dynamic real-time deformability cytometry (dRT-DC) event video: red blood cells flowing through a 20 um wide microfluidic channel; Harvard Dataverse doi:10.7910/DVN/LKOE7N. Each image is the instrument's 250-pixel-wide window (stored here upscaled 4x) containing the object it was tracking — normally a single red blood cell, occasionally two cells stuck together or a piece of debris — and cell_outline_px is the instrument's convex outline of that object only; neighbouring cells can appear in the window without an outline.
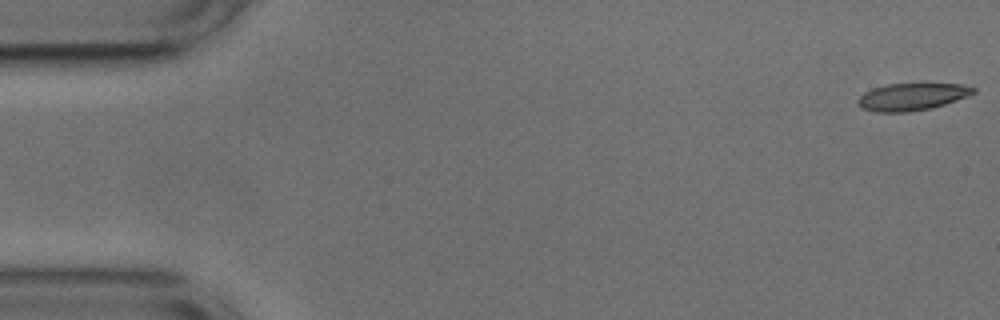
{"species": "common noctule bat (a hibernating species)", "species_latin": "Nyctalus noctula", "temperature_condition": "cold", "stored_images_in_passage": 15, "camera_frame_rate_fps": 3000, "um_per_image_px": 0.085, "animal": {"sex": "male", "body_mass_g": 17.9, "forearm_length_mm": 54.2}, "frame": {"image": 1, "passage_image": 1, "time_ms": 0.0, "image_size_px": [1000, 320], "cell_outline_px": [[976, 92], [956, 100], [932, 108], [908, 112], [876, 112], [860, 108], [856, 100], [864, 92], [872, 88], [888, 84], [924, 80], [960, 84], [976, 88]], "centroid_in_image_um": [77.52, 8.17], "position_along_channel_um": 7.5, "area_um2": 19.31}}
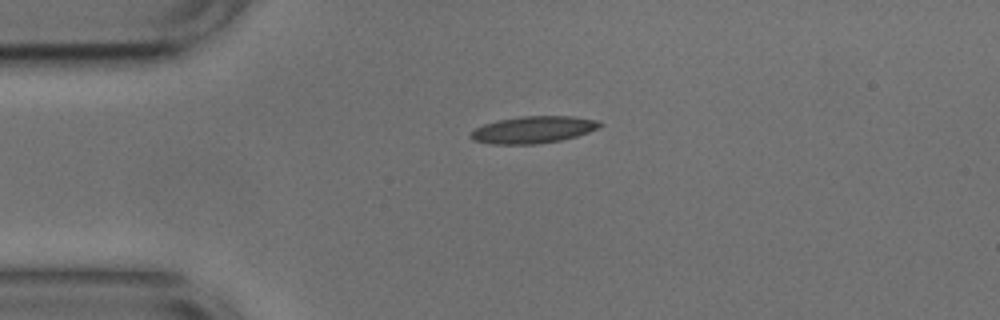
{"frame": {"image": 2, "passage_image": 12, "time_ms": 3.667, "image_size_px": [1000, 320], "cell_outline_px": [[604, 124], [600, 128], [576, 136], [560, 140], [536, 144], [492, 144], [472, 140], [468, 136], [476, 128], [484, 124], [496, 120], [524, 116], [572, 116], [600, 120]], "centroid_in_image_um": [45.35, 11.02], "position_along_channel_um": 39.7, "area_um2": 20.4}}